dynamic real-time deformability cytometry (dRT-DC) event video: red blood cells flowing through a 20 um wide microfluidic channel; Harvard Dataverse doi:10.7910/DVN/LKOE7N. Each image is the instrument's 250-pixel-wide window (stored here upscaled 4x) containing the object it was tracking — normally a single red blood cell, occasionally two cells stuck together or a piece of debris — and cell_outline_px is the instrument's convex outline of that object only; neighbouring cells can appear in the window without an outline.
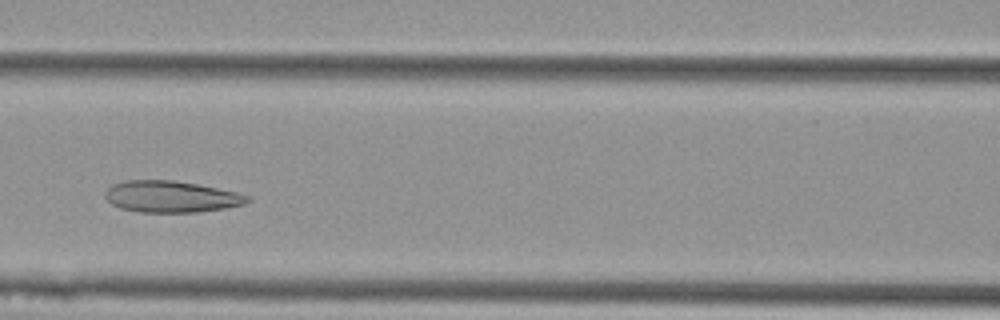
{"species": "Egyptian fruit bat (a non-hibernating species)", "species_latin": "Rousettus aegyptiacus", "temperature_condition": "cold", "stored_images_in_passage": 7, "camera_frame_rate_fps": 3000, "um_per_image_px": 0.085, "animal": {"sex": "female"}, "frame": {"image": 1, "passage_image": 5, "time_ms": 1.333, "image_size_px": [1000, 320], "cell_outline_px": [[252, 200], [244, 204], [224, 208], [196, 212], [140, 212], [120, 208], [112, 204], [104, 196], [104, 192], [112, 184], [124, 180], [172, 180], [196, 184], [236, 192], [248, 196]], "centroid_in_image_um": [14.51, 16.71], "position_along_channel_um": 152.1, "area_um2": 26.01}}
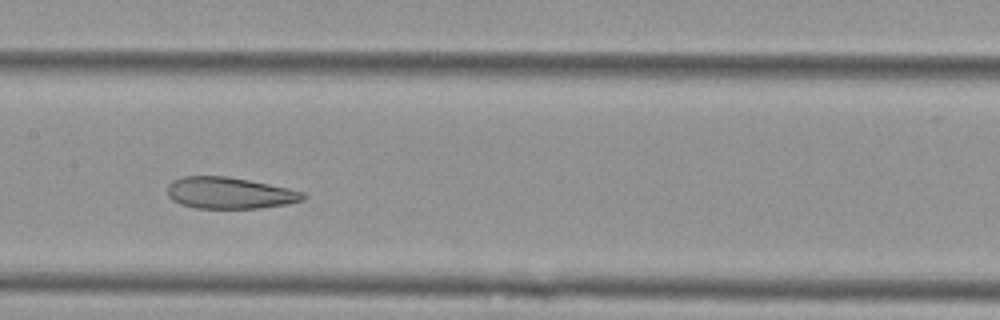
{"frame": {"image": 2, "passage_image": 6, "time_ms": 1.667, "image_size_px": [1000, 320], "cell_outline_px": [[308, 196], [304, 200], [288, 204], [260, 208], [196, 208], [180, 204], [172, 200], [168, 196], [168, 184], [172, 180], [184, 176], [228, 176], [288, 188], [304, 192]], "centroid_in_image_um": [19.52, 16.41], "position_along_channel_um": 187.9, "area_um2": 25.03}}
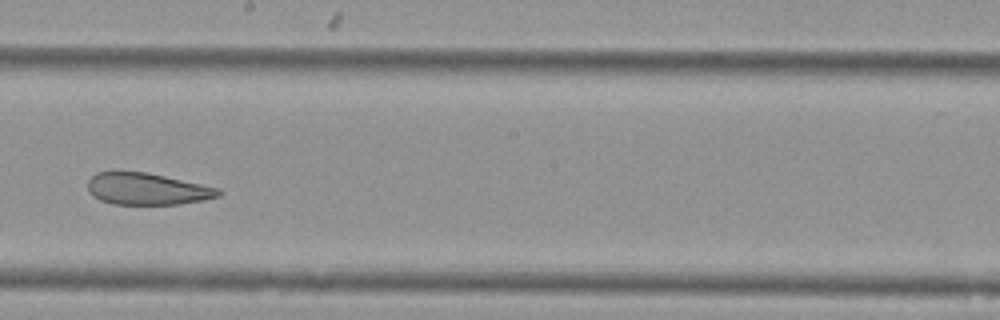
{"frame": {"image": 3, "passage_image": 7, "time_ms": 2.0, "image_size_px": [1000, 320], "cell_outline_px": [[224, 192], [220, 196], [204, 200], [176, 204], [112, 204], [100, 200], [88, 188], [88, 180], [96, 172], [148, 172], [220, 188]], "centroid_in_image_um": [12.57, 16.06], "position_along_channel_um": 235.6, "area_um2": 24.1}}